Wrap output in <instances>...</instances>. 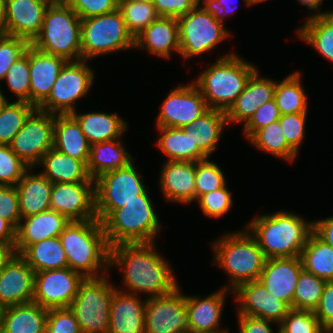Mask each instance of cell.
<instances>
[{
    "instance_id": "cell-30",
    "label": "cell",
    "mask_w": 333,
    "mask_h": 333,
    "mask_svg": "<svg viewBox=\"0 0 333 333\" xmlns=\"http://www.w3.org/2000/svg\"><path fill=\"white\" fill-rule=\"evenodd\" d=\"M90 147L79 123L71 114L55 115L53 148L87 165Z\"/></svg>"
},
{
    "instance_id": "cell-45",
    "label": "cell",
    "mask_w": 333,
    "mask_h": 333,
    "mask_svg": "<svg viewBox=\"0 0 333 333\" xmlns=\"http://www.w3.org/2000/svg\"><path fill=\"white\" fill-rule=\"evenodd\" d=\"M4 79L16 101L30 103V45L26 52L9 68Z\"/></svg>"
},
{
    "instance_id": "cell-16",
    "label": "cell",
    "mask_w": 333,
    "mask_h": 333,
    "mask_svg": "<svg viewBox=\"0 0 333 333\" xmlns=\"http://www.w3.org/2000/svg\"><path fill=\"white\" fill-rule=\"evenodd\" d=\"M208 110L204 97L192 81L170 91L162 103L156 127H187Z\"/></svg>"
},
{
    "instance_id": "cell-26",
    "label": "cell",
    "mask_w": 333,
    "mask_h": 333,
    "mask_svg": "<svg viewBox=\"0 0 333 333\" xmlns=\"http://www.w3.org/2000/svg\"><path fill=\"white\" fill-rule=\"evenodd\" d=\"M145 305L146 300L141 301L138 295L115 289L111 301L108 333H145Z\"/></svg>"
},
{
    "instance_id": "cell-54",
    "label": "cell",
    "mask_w": 333,
    "mask_h": 333,
    "mask_svg": "<svg viewBox=\"0 0 333 333\" xmlns=\"http://www.w3.org/2000/svg\"><path fill=\"white\" fill-rule=\"evenodd\" d=\"M0 217L18 228L21 214L16 186L0 185Z\"/></svg>"
},
{
    "instance_id": "cell-28",
    "label": "cell",
    "mask_w": 333,
    "mask_h": 333,
    "mask_svg": "<svg viewBox=\"0 0 333 333\" xmlns=\"http://www.w3.org/2000/svg\"><path fill=\"white\" fill-rule=\"evenodd\" d=\"M228 290V287L225 286L220 291H215L201 299L198 296H186L189 332L228 331L219 328L222 309L225 305V294Z\"/></svg>"
},
{
    "instance_id": "cell-4",
    "label": "cell",
    "mask_w": 333,
    "mask_h": 333,
    "mask_svg": "<svg viewBox=\"0 0 333 333\" xmlns=\"http://www.w3.org/2000/svg\"><path fill=\"white\" fill-rule=\"evenodd\" d=\"M256 67L235 53L220 57L193 81L209 109L227 111L243 92Z\"/></svg>"
},
{
    "instance_id": "cell-13",
    "label": "cell",
    "mask_w": 333,
    "mask_h": 333,
    "mask_svg": "<svg viewBox=\"0 0 333 333\" xmlns=\"http://www.w3.org/2000/svg\"><path fill=\"white\" fill-rule=\"evenodd\" d=\"M55 114L36 108L9 144L11 150L30 168L54 146Z\"/></svg>"
},
{
    "instance_id": "cell-49",
    "label": "cell",
    "mask_w": 333,
    "mask_h": 333,
    "mask_svg": "<svg viewBox=\"0 0 333 333\" xmlns=\"http://www.w3.org/2000/svg\"><path fill=\"white\" fill-rule=\"evenodd\" d=\"M197 203L200 205L203 213L212 218H218L226 213L232 207V194L228 190L227 185L224 187L201 195L197 199Z\"/></svg>"
},
{
    "instance_id": "cell-67",
    "label": "cell",
    "mask_w": 333,
    "mask_h": 333,
    "mask_svg": "<svg viewBox=\"0 0 333 333\" xmlns=\"http://www.w3.org/2000/svg\"><path fill=\"white\" fill-rule=\"evenodd\" d=\"M250 5L258 4L260 2H265L266 0H248Z\"/></svg>"
},
{
    "instance_id": "cell-71",
    "label": "cell",
    "mask_w": 333,
    "mask_h": 333,
    "mask_svg": "<svg viewBox=\"0 0 333 333\" xmlns=\"http://www.w3.org/2000/svg\"><path fill=\"white\" fill-rule=\"evenodd\" d=\"M324 333H333V331H325Z\"/></svg>"
},
{
    "instance_id": "cell-50",
    "label": "cell",
    "mask_w": 333,
    "mask_h": 333,
    "mask_svg": "<svg viewBox=\"0 0 333 333\" xmlns=\"http://www.w3.org/2000/svg\"><path fill=\"white\" fill-rule=\"evenodd\" d=\"M30 43L22 38L6 36L0 39V80L4 79L12 64L21 57Z\"/></svg>"
},
{
    "instance_id": "cell-15",
    "label": "cell",
    "mask_w": 333,
    "mask_h": 333,
    "mask_svg": "<svg viewBox=\"0 0 333 333\" xmlns=\"http://www.w3.org/2000/svg\"><path fill=\"white\" fill-rule=\"evenodd\" d=\"M84 280L69 267L36 272L32 301L46 309L68 308Z\"/></svg>"
},
{
    "instance_id": "cell-12",
    "label": "cell",
    "mask_w": 333,
    "mask_h": 333,
    "mask_svg": "<svg viewBox=\"0 0 333 333\" xmlns=\"http://www.w3.org/2000/svg\"><path fill=\"white\" fill-rule=\"evenodd\" d=\"M86 63L87 60L68 61L61 69L50 94L37 108L55 115L74 112V104L87 95L95 76Z\"/></svg>"
},
{
    "instance_id": "cell-41",
    "label": "cell",
    "mask_w": 333,
    "mask_h": 333,
    "mask_svg": "<svg viewBox=\"0 0 333 333\" xmlns=\"http://www.w3.org/2000/svg\"><path fill=\"white\" fill-rule=\"evenodd\" d=\"M248 141L258 149L289 162L294 161L297 153L287 144L279 120L257 130Z\"/></svg>"
},
{
    "instance_id": "cell-61",
    "label": "cell",
    "mask_w": 333,
    "mask_h": 333,
    "mask_svg": "<svg viewBox=\"0 0 333 333\" xmlns=\"http://www.w3.org/2000/svg\"><path fill=\"white\" fill-rule=\"evenodd\" d=\"M16 229L0 217V244H15Z\"/></svg>"
},
{
    "instance_id": "cell-32",
    "label": "cell",
    "mask_w": 333,
    "mask_h": 333,
    "mask_svg": "<svg viewBox=\"0 0 333 333\" xmlns=\"http://www.w3.org/2000/svg\"><path fill=\"white\" fill-rule=\"evenodd\" d=\"M71 115L79 123L90 145L120 139L119 137L128 127L127 122L117 113L89 112L78 114L75 110Z\"/></svg>"
},
{
    "instance_id": "cell-55",
    "label": "cell",
    "mask_w": 333,
    "mask_h": 333,
    "mask_svg": "<svg viewBox=\"0 0 333 333\" xmlns=\"http://www.w3.org/2000/svg\"><path fill=\"white\" fill-rule=\"evenodd\" d=\"M280 117L279 108L275 100L272 99L258 108L250 121L244 126L243 133L248 140L257 130L279 120Z\"/></svg>"
},
{
    "instance_id": "cell-65",
    "label": "cell",
    "mask_w": 333,
    "mask_h": 333,
    "mask_svg": "<svg viewBox=\"0 0 333 333\" xmlns=\"http://www.w3.org/2000/svg\"><path fill=\"white\" fill-rule=\"evenodd\" d=\"M6 101H8V99L6 98V96H4V93H2L0 89V110Z\"/></svg>"
},
{
    "instance_id": "cell-58",
    "label": "cell",
    "mask_w": 333,
    "mask_h": 333,
    "mask_svg": "<svg viewBox=\"0 0 333 333\" xmlns=\"http://www.w3.org/2000/svg\"><path fill=\"white\" fill-rule=\"evenodd\" d=\"M239 333H275L266 319L238 314ZM276 333H279V329Z\"/></svg>"
},
{
    "instance_id": "cell-69",
    "label": "cell",
    "mask_w": 333,
    "mask_h": 333,
    "mask_svg": "<svg viewBox=\"0 0 333 333\" xmlns=\"http://www.w3.org/2000/svg\"><path fill=\"white\" fill-rule=\"evenodd\" d=\"M2 311H3V307L0 305V317H1Z\"/></svg>"
},
{
    "instance_id": "cell-7",
    "label": "cell",
    "mask_w": 333,
    "mask_h": 333,
    "mask_svg": "<svg viewBox=\"0 0 333 333\" xmlns=\"http://www.w3.org/2000/svg\"><path fill=\"white\" fill-rule=\"evenodd\" d=\"M31 45L67 61L82 60L81 18L63 0L51 2L45 11L41 31Z\"/></svg>"
},
{
    "instance_id": "cell-57",
    "label": "cell",
    "mask_w": 333,
    "mask_h": 333,
    "mask_svg": "<svg viewBox=\"0 0 333 333\" xmlns=\"http://www.w3.org/2000/svg\"><path fill=\"white\" fill-rule=\"evenodd\" d=\"M314 314L326 331H333V281L326 282Z\"/></svg>"
},
{
    "instance_id": "cell-47",
    "label": "cell",
    "mask_w": 333,
    "mask_h": 333,
    "mask_svg": "<svg viewBox=\"0 0 333 333\" xmlns=\"http://www.w3.org/2000/svg\"><path fill=\"white\" fill-rule=\"evenodd\" d=\"M279 333H324L314 311L290 309L278 325Z\"/></svg>"
},
{
    "instance_id": "cell-2",
    "label": "cell",
    "mask_w": 333,
    "mask_h": 333,
    "mask_svg": "<svg viewBox=\"0 0 333 333\" xmlns=\"http://www.w3.org/2000/svg\"><path fill=\"white\" fill-rule=\"evenodd\" d=\"M59 239L69 268L85 278L106 275L105 272L108 271L106 269L109 268L110 246L102 222L98 219L71 221L60 233Z\"/></svg>"
},
{
    "instance_id": "cell-42",
    "label": "cell",
    "mask_w": 333,
    "mask_h": 333,
    "mask_svg": "<svg viewBox=\"0 0 333 333\" xmlns=\"http://www.w3.org/2000/svg\"><path fill=\"white\" fill-rule=\"evenodd\" d=\"M36 108L24 101H6L0 110V144L9 145Z\"/></svg>"
},
{
    "instance_id": "cell-36",
    "label": "cell",
    "mask_w": 333,
    "mask_h": 333,
    "mask_svg": "<svg viewBox=\"0 0 333 333\" xmlns=\"http://www.w3.org/2000/svg\"><path fill=\"white\" fill-rule=\"evenodd\" d=\"M228 125L225 111L209 109L187 127L198 149L209 158L217 147L225 126Z\"/></svg>"
},
{
    "instance_id": "cell-8",
    "label": "cell",
    "mask_w": 333,
    "mask_h": 333,
    "mask_svg": "<svg viewBox=\"0 0 333 333\" xmlns=\"http://www.w3.org/2000/svg\"><path fill=\"white\" fill-rule=\"evenodd\" d=\"M189 13L177 18L179 54L183 58L202 55L231 34L218 19L217 14L203 1ZM202 6V7H199Z\"/></svg>"
},
{
    "instance_id": "cell-43",
    "label": "cell",
    "mask_w": 333,
    "mask_h": 333,
    "mask_svg": "<svg viewBox=\"0 0 333 333\" xmlns=\"http://www.w3.org/2000/svg\"><path fill=\"white\" fill-rule=\"evenodd\" d=\"M118 9L123 15L128 32L134 39L160 17L154 4L150 3L119 0Z\"/></svg>"
},
{
    "instance_id": "cell-63",
    "label": "cell",
    "mask_w": 333,
    "mask_h": 333,
    "mask_svg": "<svg viewBox=\"0 0 333 333\" xmlns=\"http://www.w3.org/2000/svg\"><path fill=\"white\" fill-rule=\"evenodd\" d=\"M8 35L9 33L6 24L5 0H0V39Z\"/></svg>"
},
{
    "instance_id": "cell-39",
    "label": "cell",
    "mask_w": 333,
    "mask_h": 333,
    "mask_svg": "<svg viewBox=\"0 0 333 333\" xmlns=\"http://www.w3.org/2000/svg\"><path fill=\"white\" fill-rule=\"evenodd\" d=\"M300 258L305 271L326 282L333 281V247L314 232L309 236Z\"/></svg>"
},
{
    "instance_id": "cell-1",
    "label": "cell",
    "mask_w": 333,
    "mask_h": 333,
    "mask_svg": "<svg viewBox=\"0 0 333 333\" xmlns=\"http://www.w3.org/2000/svg\"><path fill=\"white\" fill-rule=\"evenodd\" d=\"M156 251L155 242L111 246L109 268L114 266L124 271L123 283L132 294L167 295L179 285L170 264Z\"/></svg>"
},
{
    "instance_id": "cell-46",
    "label": "cell",
    "mask_w": 333,
    "mask_h": 333,
    "mask_svg": "<svg viewBox=\"0 0 333 333\" xmlns=\"http://www.w3.org/2000/svg\"><path fill=\"white\" fill-rule=\"evenodd\" d=\"M226 185V179L217 163L204 159L196 162L195 200L201 195L218 190Z\"/></svg>"
},
{
    "instance_id": "cell-56",
    "label": "cell",
    "mask_w": 333,
    "mask_h": 333,
    "mask_svg": "<svg viewBox=\"0 0 333 333\" xmlns=\"http://www.w3.org/2000/svg\"><path fill=\"white\" fill-rule=\"evenodd\" d=\"M203 0H156L154 6L160 17L179 18L189 13Z\"/></svg>"
},
{
    "instance_id": "cell-37",
    "label": "cell",
    "mask_w": 333,
    "mask_h": 333,
    "mask_svg": "<svg viewBox=\"0 0 333 333\" xmlns=\"http://www.w3.org/2000/svg\"><path fill=\"white\" fill-rule=\"evenodd\" d=\"M297 34L302 41L333 63V11L309 16Z\"/></svg>"
},
{
    "instance_id": "cell-14",
    "label": "cell",
    "mask_w": 333,
    "mask_h": 333,
    "mask_svg": "<svg viewBox=\"0 0 333 333\" xmlns=\"http://www.w3.org/2000/svg\"><path fill=\"white\" fill-rule=\"evenodd\" d=\"M179 288L164 296L146 298L145 333L189 332L186 296L180 293Z\"/></svg>"
},
{
    "instance_id": "cell-62",
    "label": "cell",
    "mask_w": 333,
    "mask_h": 333,
    "mask_svg": "<svg viewBox=\"0 0 333 333\" xmlns=\"http://www.w3.org/2000/svg\"><path fill=\"white\" fill-rule=\"evenodd\" d=\"M14 245L15 244H0V271L16 254Z\"/></svg>"
},
{
    "instance_id": "cell-21",
    "label": "cell",
    "mask_w": 333,
    "mask_h": 333,
    "mask_svg": "<svg viewBox=\"0 0 333 333\" xmlns=\"http://www.w3.org/2000/svg\"><path fill=\"white\" fill-rule=\"evenodd\" d=\"M48 0H5L6 24L10 36L30 44L39 35Z\"/></svg>"
},
{
    "instance_id": "cell-60",
    "label": "cell",
    "mask_w": 333,
    "mask_h": 333,
    "mask_svg": "<svg viewBox=\"0 0 333 333\" xmlns=\"http://www.w3.org/2000/svg\"><path fill=\"white\" fill-rule=\"evenodd\" d=\"M217 14L218 19L223 23L225 15L230 16L236 10L232 0H203ZM232 3H231V2ZM246 5H250L248 0H243ZM235 2V1H234ZM232 6L230 7V5ZM234 4V6H233ZM238 4V3H237ZM230 14V15H229Z\"/></svg>"
},
{
    "instance_id": "cell-52",
    "label": "cell",
    "mask_w": 333,
    "mask_h": 333,
    "mask_svg": "<svg viewBox=\"0 0 333 333\" xmlns=\"http://www.w3.org/2000/svg\"><path fill=\"white\" fill-rule=\"evenodd\" d=\"M45 333H81L78 322L68 308L48 309Z\"/></svg>"
},
{
    "instance_id": "cell-48",
    "label": "cell",
    "mask_w": 333,
    "mask_h": 333,
    "mask_svg": "<svg viewBox=\"0 0 333 333\" xmlns=\"http://www.w3.org/2000/svg\"><path fill=\"white\" fill-rule=\"evenodd\" d=\"M29 168L9 145L0 144V185L16 186Z\"/></svg>"
},
{
    "instance_id": "cell-24",
    "label": "cell",
    "mask_w": 333,
    "mask_h": 333,
    "mask_svg": "<svg viewBox=\"0 0 333 333\" xmlns=\"http://www.w3.org/2000/svg\"><path fill=\"white\" fill-rule=\"evenodd\" d=\"M68 61L42 52L30 44V103L38 107L50 94Z\"/></svg>"
},
{
    "instance_id": "cell-23",
    "label": "cell",
    "mask_w": 333,
    "mask_h": 333,
    "mask_svg": "<svg viewBox=\"0 0 333 333\" xmlns=\"http://www.w3.org/2000/svg\"><path fill=\"white\" fill-rule=\"evenodd\" d=\"M258 73L256 70L250 76L243 92L225 112L228 124L243 122L245 126L261 105L274 99L276 81Z\"/></svg>"
},
{
    "instance_id": "cell-6",
    "label": "cell",
    "mask_w": 333,
    "mask_h": 333,
    "mask_svg": "<svg viewBox=\"0 0 333 333\" xmlns=\"http://www.w3.org/2000/svg\"><path fill=\"white\" fill-rule=\"evenodd\" d=\"M212 245L215 252L213 262L228 273L231 291L241 283L259 279L266 257L246 228L240 232L227 233Z\"/></svg>"
},
{
    "instance_id": "cell-17",
    "label": "cell",
    "mask_w": 333,
    "mask_h": 333,
    "mask_svg": "<svg viewBox=\"0 0 333 333\" xmlns=\"http://www.w3.org/2000/svg\"><path fill=\"white\" fill-rule=\"evenodd\" d=\"M50 209L71 221L97 219L95 182L52 183Z\"/></svg>"
},
{
    "instance_id": "cell-27",
    "label": "cell",
    "mask_w": 333,
    "mask_h": 333,
    "mask_svg": "<svg viewBox=\"0 0 333 333\" xmlns=\"http://www.w3.org/2000/svg\"><path fill=\"white\" fill-rule=\"evenodd\" d=\"M134 48H146L148 52L170 59L171 52L179 53V32L177 18L159 17L136 38Z\"/></svg>"
},
{
    "instance_id": "cell-64",
    "label": "cell",
    "mask_w": 333,
    "mask_h": 333,
    "mask_svg": "<svg viewBox=\"0 0 333 333\" xmlns=\"http://www.w3.org/2000/svg\"><path fill=\"white\" fill-rule=\"evenodd\" d=\"M322 1H324V0H298L299 3L307 6V8H309V10H313V11L320 9L319 6L322 5Z\"/></svg>"
},
{
    "instance_id": "cell-38",
    "label": "cell",
    "mask_w": 333,
    "mask_h": 333,
    "mask_svg": "<svg viewBox=\"0 0 333 333\" xmlns=\"http://www.w3.org/2000/svg\"><path fill=\"white\" fill-rule=\"evenodd\" d=\"M20 256L35 273L68 267V261L59 236L44 239L28 246Z\"/></svg>"
},
{
    "instance_id": "cell-25",
    "label": "cell",
    "mask_w": 333,
    "mask_h": 333,
    "mask_svg": "<svg viewBox=\"0 0 333 333\" xmlns=\"http://www.w3.org/2000/svg\"><path fill=\"white\" fill-rule=\"evenodd\" d=\"M160 175V188L167 201L191 204L195 201L196 162L167 161Z\"/></svg>"
},
{
    "instance_id": "cell-40",
    "label": "cell",
    "mask_w": 333,
    "mask_h": 333,
    "mask_svg": "<svg viewBox=\"0 0 333 333\" xmlns=\"http://www.w3.org/2000/svg\"><path fill=\"white\" fill-rule=\"evenodd\" d=\"M301 72H293L276 81L274 100L281 115L307 113V96L301 82Z\"/></svg>"
},
{
    "instance_id": "cell-70",
    "label": "cell",
    "mask_w": 333,
    "mask_h": 333,
    "mask_svg": "<svg viewBox=\"0 0 333 333\" xmlns=\"http://www.w3.org/2000/svg\"><path fill=\"white\" fill-rule=\"evenodd\" d=\"M48 1H50V2H58V0H48Z\"/></svg>"
},
{
    "instance_id": "cell-33",
    "label": "cell",
    "mask_w": 333,
    "mask_h": 333,
    "mask_svg": "<svg viewBox=\"0 0 333 333\" xmlns=\"http://www.w3.org/2000/svg\"><path fill=\"white\" fill-rule=\"evenodd\" d=\"M38 165H42L41 173L51 183H75L95 182L87 171V165L80 160L74 159L51 148L41 159Z\"/></svg>"
},
{
    "instance_id": "cell-20",
    "label": "cell",
    "mask_w": 333,
    "mask_h": 333,
    "mask_svg": "<svg viewBox=\"0 0 333 333\" xmlns=\"http://www.w3.org/2000/svg\"><path fill=\"white\" fill-rule=\"evenodd\" d=\"M303 270L300 256L266 259L259 281L274 297L293 309L294 291Z\"/></svg>"
},
{
    "instance_id": "cell-53",
    "label": "cell",
    "mask_w": 333,
    "mask_h": 333,
    "mask_svg": "<svg viewBox=\"0 0 333 333\" xmlns=\"http://www.w3.org/2000/svg\"><path fill=\"white\" fill-rule=\"evenodd\" d=\"M82 19L108 14L118 9L119 0H63Z\"/></svg>"
},
{
    "instance_id": "cell-3",
    "label": "cell",
    "mask_w": 333,
    "mask_h": 333,
    "mask_svg": "<svg viewBox=\"0 0 333 333\" xmlns=\"http://www.w3.org/2000/svg\"><path fill=\"white\" fill-rule=\"evenodd\" d=\"M245 228L257 240L266 259L297 257L313 233V222L295 213L278 211L255 217Z\"/></svg>"
},
{
    "instance_id": "cell-10",
    "label": "cell",
    "mask_w": 333,
    "mask_h": 333,
    "mask_svg": "<svg viewBox=\"0 0 333 333\" xmlns=\"http://www.w3.org/2000/svg\"><path fill=\"white\" fill-rule=\"evenodd\" d=\"M107 276L85 278L69 308L81 333H108L114 287Z\"/></svg>"
},
{
    "instance_id": "cell-31",
    "label": "cell",
    "mask_w": 333,
    "mask_h": 333,
    "mask_svg": "<svg viewBox=\"0 0 333 333\" xmlns=\"http://www.w3.org/2000/svg\"><path fill=\"white\" fill-rule=\"evenodd\" d=\"M29 168L16 185L21 219L50 209L52 183L40 172Z\"/></svg>"
},
{
    "instance_id": "cell-51",
    "label": "cell",
    "mask_w": 333,
    "mask_h": 333,
    "mask_svg": "<svg viewBox=\"0 0 333 333\" xmlns=\"http://www.w3.org/2000/svg\"><path fill=\"white\" fill-rule=\"evenodd\" d=\"M307 113L281 115L279 123L287 144L298 154L305 137Z\"/></svg>"
},
{
    "instance_id": "cell-18",
    "label": "cell",
    "mask_w": 333,
    "mask_h": 333,
    "mask_svg": "<svg viewBox=\"0 0 333 333\" xmlns=\"http://www.w3.org/2000/svg\"><path fill=\"white\" fill-rule=\"evenodd\" d=\"M232 293L240 303L238 314L266 319L277 325L291 309L284 301L268 292L259 280L241 283Z\"/></svg>"
},
{
    "instance_id": "cell-29",
    "label": "cell",
    "mask_w": 333,
    "mask_h": 333,
    "mask_svg": "<svg viewBox=\"0 0 333 333\" xmlns=\"http://www.w3.org/2000/svg\"><path fill=\"white\" fill-rule=\"evenodd\" d=\"M48 309L29 302L3 308L1 333H45Z\"/></svg>"
},
{
    "instance_id": "cell-68",
    "label": "cell",
    "mask_w": 333,
    "mask_h": 333,
    "mask_svg": "<svg viewBox=\"0 0 333 333\" xmlns=\"http://www.w3.org/2000/svg\"><path fill=\"white\" fill-rule=\"evenodd\" d=\"M133 1L154 4L156 0H133Z\"/></svg>"
},
{
    "instance_id": "cell-44",
    "label": "cell",
    "mask_w": 333,
    "mask_h": 333,
    "mask_svg": "<svg viewBox=\"0 0 333 333\" xmlns=\"http://www.w3.org/2000/svg\"><path fill=\"white\" fill-rule=\"evenodd\" d=\"M325 284L326 281L303 269L294 291L293 309L315 311Z\"/></svg>"
},
{
    "instance_id": "cell-66",
    "label": "cell",
    "mask_w": 333,
    "mask_h": 333,
    "mask_svg": "<svg viewBox=\"0 0 333 333\" xmlns=\"http://www.w3.org/2000/svg\"><path fill=\"white\" fill-rule=\"evenodd\" d=\"M189 333H228V331H194Z\"/></svg>"
},
{
    "instance_id": "cell-19",
    "label": "cell",
    "mask_w": 333,
    "mask_h": 333,
    "mask_svg": "<svg viewBox=\"0 0 333 333\" xmlns=\"http://www.w3.org/2000/svg\"><path fill=\"white\" fill-rule=\"evenodd\" d=\"M34 270L15 254L0 271V305L3 308L32 302Z\"/></svg>"
},
{
    "instance_id": "cell-22",
    "label": "cell",
    "mask_w": 333,
    "mask_h": 333,
    "mask_svg": "<svg viewBox=\"0 0 333 333\" xmlns=\"http://www.w3.org/2000/svg\"><path fill=\"white\" fill-rule=\"evenodd\" d=\"M71 220L52 209L22 218L16 229L15 252L20 255L28 246L58 237Z\"/></svg>"
},
{
    "instance_id": "cell-34",
    "label": "cell",
    "mask_w": 333,
    "mask_h": 333,
    "mask_svg": "<svg viewBox=\"0 0 333 333\" xmlns=\"http://www.w3.org/2000/svg\"><path fill=\"white\" fill-rule=\"evenodd\" d=\"M125 149L120 139L92 144L87 163L89 176L95 180L104 173L127 166L133 157Z\"/></svg>"
},
{
    "instance_id": "cell-59",
    "label": "cell",
    "mask_w": 333,
    "mask_h": 333,
    "mask_svg": "<svg viewBox=\"0 0 333 333\" xmlns=\"http://www.w3.org/2000/svg\"><path fill=\"white\" fill-rule=\"evenodd\" d=\"M313 232L326 244L333 247V216L313 221Z\"/></svg>"
},
{
    "instance_id": "cell-9",
    "label": "cell",
    "mask_w": 333,
    "mask_h": 333,
    "mask_svg": "<svg viewBox=\"0 0 333 333\" xmlns=\"http://www.w3.org/2000/svg\"><path fill=\"white\" fill-rule=\"evenodd\" d=\"M134 46L135 39L128 32L119 9L81 20L82 60Z\"/></svg>"
},
{
    "instance_id": "cell-11",
    "label": "cell",
    "mask_w": 333,
    "mask_h": 333,
    "mask_svg": "<svg viewBox=\"0 0 333 333\" xmlns=\"http://www.w3.org/2000/svg\"><path fill=\"white\" fill-rule=\"evenodd\" d=\"M139 174L132 161L123 168L109 171L95 179V212L100 222L113 210L123 207L126 202L148 190Z\"/></svg>"
},
{
    "instance_id": "cell-35",
    "label": "cell",
    "mask_w": 333,
    "mask_h": 333,
    "mask_svg": "<svg viewBox=\"0 0 333 333\" xmlns=\"http://www.w3.org/2000/svg\"><path fill=\"white\" fill-rule=\"evenodd\" d=\"M160 138L157 145L168 156L167 161L197 162L207 157L198 149L192 139V131L188 127H157Z\"/></svg>"
},
{
    "instance_id": "cell-5",
    "label": "cell",
    "mask_w": 333,
    "mask_h": 333,
    "mask_svg": "<svg viewBox=\"0 0 333 333\" xmlns=\"http://www.w3.org/2000/svg\"><path fill=\"white\" fill-rule=\"evenodd\" d=\"M153 207L147 190L123 207L113 210L102 221L109 246L156 243L161 224Z\"/></svg>"
}]
</instances>
